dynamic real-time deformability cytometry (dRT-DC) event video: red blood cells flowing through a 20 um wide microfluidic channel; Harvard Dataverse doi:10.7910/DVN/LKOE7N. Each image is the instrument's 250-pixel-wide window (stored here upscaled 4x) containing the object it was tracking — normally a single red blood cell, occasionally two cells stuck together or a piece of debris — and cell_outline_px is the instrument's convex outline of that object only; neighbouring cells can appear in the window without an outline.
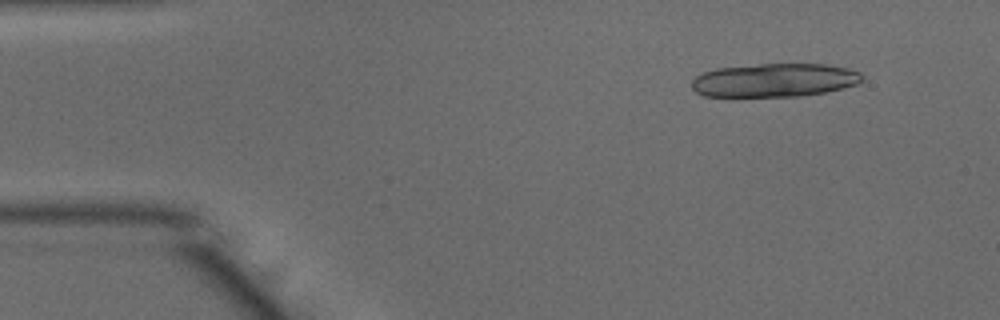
{"species": "common noctule bat (a hibernating species)", "species_latin": "Nyctalus noctula", "temperature_condition": "warm", "stored_images_in_passage": 18, "camera_frame_rate_fps": 3000, "um_per_image_px": 0.085, "animal": {"sex": "male", "body_mass_g": 15.6}, "frame": {"image": 1, "passage_image": 2, "time_ms": 0.333, "image_size_px": [1000, 320], "cell_outline_px": [[864, 80], [856, 84], [844, 88], [824, 92], [800, 96], [704, 96], [696, 92], [692, 88], [692, 80], [696, 76], [704, 72], [716, 68], [760, 64], [828, 64], [848, 68], [860, 72], [864, 76]], "centroid_in_image_um": [65.86, 6.81], "position_along_channel_um": 19.1, "area_um2": 33.35}}